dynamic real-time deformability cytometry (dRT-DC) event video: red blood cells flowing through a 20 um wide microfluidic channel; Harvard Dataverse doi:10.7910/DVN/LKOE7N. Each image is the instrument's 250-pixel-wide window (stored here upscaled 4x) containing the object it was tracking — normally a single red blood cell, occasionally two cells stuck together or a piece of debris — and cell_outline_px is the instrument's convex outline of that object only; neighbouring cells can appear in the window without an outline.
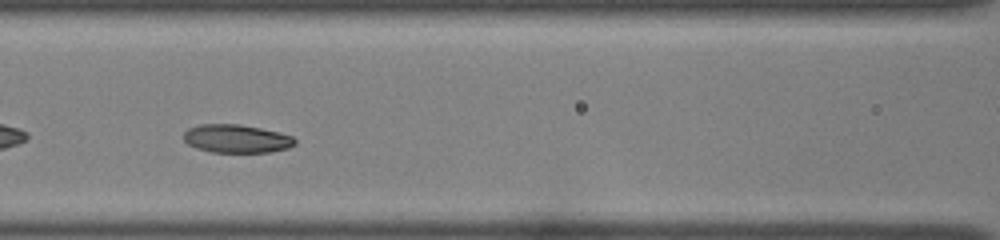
{"species": "common noctule bat (a hibernating species)", "species_latin": "Nyctalus noctula", "temperature_condition": "room temperature", "stored_images_in_passage": 32, "camera_frame_rate_fps": 3000, "um_per_image_px": 0.085, "animal": {"sex": "female", "body_mass_g": 22.0, "forearm_length_mm": 56.7}, "frame": {"image": 1, "passage_image": 10, "time_ms": 3.0, "image_size_px": [1000, 240], "cell_outline_px": [[296, 144], [288, 148], [272, 152], [212, 152], [196, 148], [188, 144], [184, 140], [184, 132], [188, 128], [200, 124], [240, 124], [280, 132], [292, 136], [296, 140]], "centroid_in_image_um": [20.11, 11.78], "position_along_channel_um": 146.5, "area_um2": 18.44}}
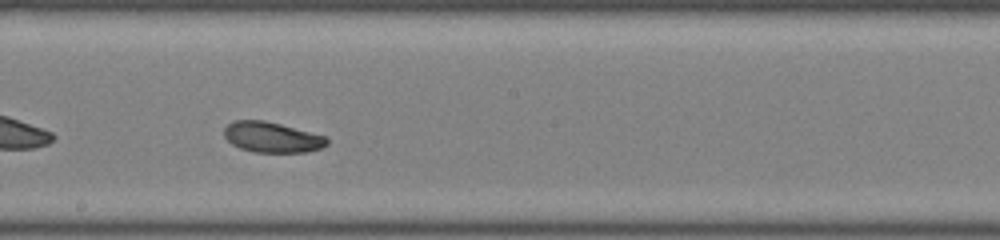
{"frame": {"image": 2, "passage_image": 16, "time_ms": 5.0, "image_size_px": [1000, 240], "cell_outline_px": [[328, 144], [320, 148], [308, 152], [256, 152], [240, 148], [232, 144], [224, 136], [224, 128], [232, 120], [264, 120], [280, 124], [324, 136], [328, 140]], "centroid_in_image_um": [23.08, 11.66], "position_along_channel_um": 225.1, "area_um2": 18.09}}
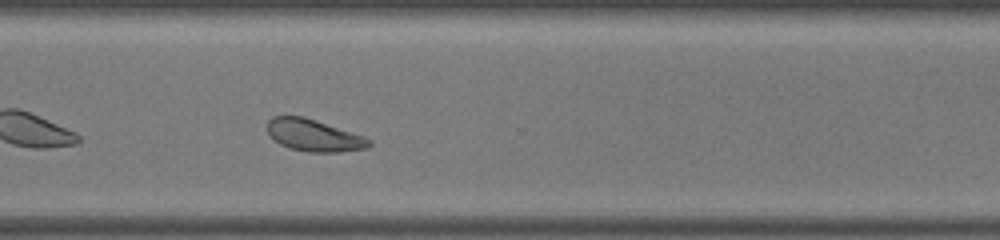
{"frame": {"image": 3, "passage_image": 25, "time_ms": 8.0, "image_size_px": [1000, 240], "cell_outline_px": [[372, 144], [368, 148], [340, 152], [308, 152], [288, 148], [280, 144], [268, 132], [268, 120], [272, 116], [304, 116], [364, 136], [372, 140]], "centroid_in_image_um": [26.71, 11.51], "position_along_channel_um": 343.9, "area_um2": 18.96}, "authors_computed_cell_mechanics": {"area_um2": 18.7561, "velocity_mm_per_s": 3.9462, "shape_relaxation_time_tau1_ms": 2.3011, "shape_relaxation_time_tau2_ms": 4.1544, "deformation_change_tau1": 0.1072, "deformation_change_tau2": 0.0924}}